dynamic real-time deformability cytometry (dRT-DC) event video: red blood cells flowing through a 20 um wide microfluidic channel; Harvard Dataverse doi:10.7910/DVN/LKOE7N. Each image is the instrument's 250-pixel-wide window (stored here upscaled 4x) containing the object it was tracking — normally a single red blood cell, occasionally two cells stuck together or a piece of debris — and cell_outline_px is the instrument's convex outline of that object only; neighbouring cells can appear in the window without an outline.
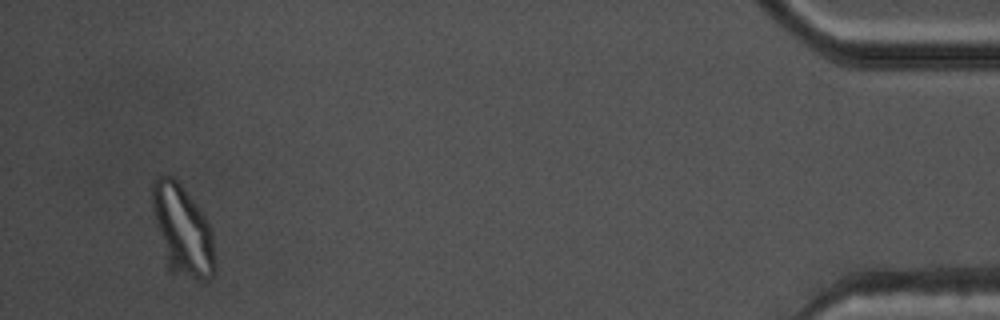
{"species": "common noctule bat (a hibernating species)", "species_latin": "Nyctalus noctula", "temperature_condition": "warm", "stored_images_in_passage": 43, "segment_of_instrument_passage": [2, 2], "camera_frame_rate_fps": 3000, "um_per_image_px": 0.085, "animal": {"sex": "male", "body_mass_g": 17.5, "forearm_length_mm": 52.3}, "frame": {"image": 1, "passage_image": 41, "time_ms": 13.333, "image_size_px": [1000, 320], "cell_outline_px": [[216, 268], [212, 276], [208, 280], [200, 280], [168, 272], [164, 268], [152, 208], [152, 180], [156, 176], [172, 176], [180, 184], [200, 208], [212, 232], [216, 264]], "centroid_in_image_um": [15.47, 19.64], "position_along_channel_um": 419.7, "area_um2": 33.87}}